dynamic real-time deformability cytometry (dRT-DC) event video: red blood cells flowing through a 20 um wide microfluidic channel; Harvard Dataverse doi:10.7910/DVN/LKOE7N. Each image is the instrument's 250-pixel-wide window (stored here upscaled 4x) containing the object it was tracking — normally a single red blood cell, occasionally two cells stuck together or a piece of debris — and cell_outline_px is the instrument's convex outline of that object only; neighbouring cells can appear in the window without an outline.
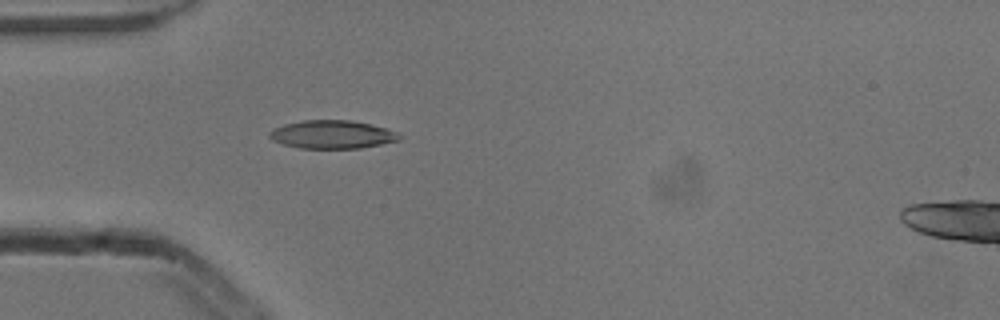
{"species": "common noctule bat (a hibernating species)", "species_latin": "Nyctalus noctula", "temperature_condition": "cold", "stored_images_in_passage": 3, "camera_frame_rate_fps": 3000, "um_per_image_px": 0.085, "animal": {"sex": "male", "body_mass_g": 13.3}, "frame": {"image": 1, "passage_image": 3, "time_ms": 0.667, "image_size_px": [1000, 320], "cell_outline_px": [[404, 136], [400, 140], [360, 148], [300, 148], [284, 144], [272, 140], [268, 136], [268, 132], [272, 128], [284, 124], [304, 120], [352, 120], [400, 132]], "centroid_in_image_um": [28.24, 11.42], "position_along_channel_um": 56.8, "area_um2": 21.44}}